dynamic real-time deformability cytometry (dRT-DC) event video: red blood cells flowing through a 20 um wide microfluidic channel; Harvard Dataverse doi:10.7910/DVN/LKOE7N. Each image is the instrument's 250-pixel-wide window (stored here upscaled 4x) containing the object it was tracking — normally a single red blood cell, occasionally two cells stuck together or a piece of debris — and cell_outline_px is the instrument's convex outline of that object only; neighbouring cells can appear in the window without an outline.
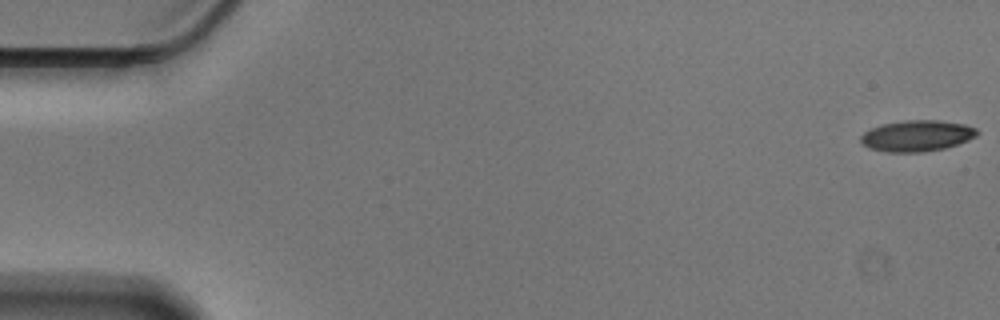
{"species": "Egyptian fruit bat (a non-hibernating species)", "species_latin": "Rousettus aegyptiacus", "temperature_condition": "cold", "stored_images_in_passage": 57, "camera_frame_rate_fps": 3000, "um_per_image_px": 0.085, "animal": {"sex": "male"}, "frame": {"image": 1, "passage_image": 1, "time_ms": 0.0, "image_size_px": [1000, 320], "cell_outline_px": [[980, 132], [976, 136], [968, 140], [944, 148], [920, 152], [888, 152], [868, 148], [860, 144], [860, 136], [864, 132], [880, 124], [904, 120], [940, 120], [964, 124], [976, 128]], "centroid_in_image_um": [77.91, 11.53], "position_along_channel_um": 7.1, "area_um2": 21.21}}
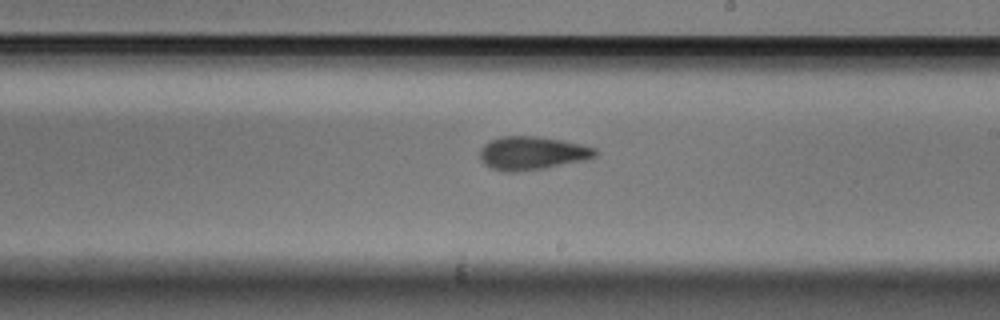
{"frame": {"image": 2, "passage_image": 33, "time_ms": 10.667, "image_size_px": [1000, 320], "cell_outline_px": [[600, 152], [596, 156], [588, 160], [544, 168], [516, 172], [504, 172], [492, 168], [484, 164], [480, 160], [480, 148], [484, 144], [500, 136], [536, 136], [560, 140], [580, 144], [596, 148]], "centroid_in_image_um": [45.25, 13.02], "position_along_channel_um": 243.8, "area_um2": 22.6}}
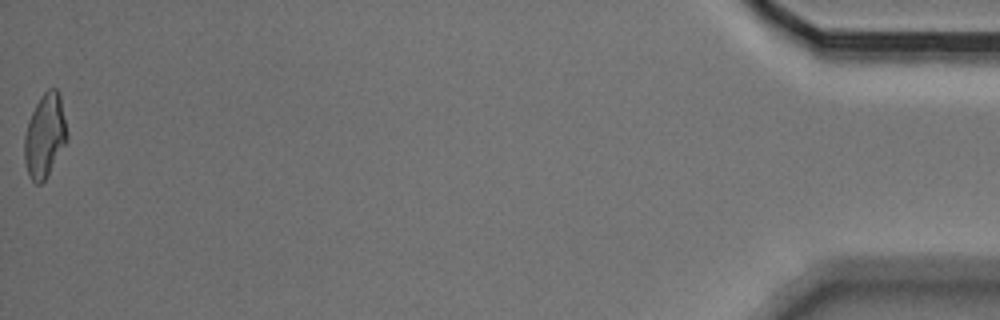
{"frame": {"image": 3, "passage_image": 57, "time_ms": 18.667, "image_size_px": [1000, 320], "cell_outline_px": [[68, 136], [64, 144], [44, 180], [40, 184], [36, 184], [28, 176], [24, 160], [24, 136], [28, 120], [40, 96], [48, 88], [56, 88], [60, 92], [68, 132]], "centroid_in_image_um": [3.8, 11.48], "position_along_channel_um": 431.4, "area_um2": 20.75}, "authors_computed_cell_mechanics": {"area_um2": 21.5594, "velocity_mm_per_s": 3.5469, "shape_relaxation_time_tau1_ms": 5.9067, "shape_relaxation_time_tau2_ms": 4.8686, "deformation_change_tau1": 0.1631, "deformation_change_tau2": 0.1257}}